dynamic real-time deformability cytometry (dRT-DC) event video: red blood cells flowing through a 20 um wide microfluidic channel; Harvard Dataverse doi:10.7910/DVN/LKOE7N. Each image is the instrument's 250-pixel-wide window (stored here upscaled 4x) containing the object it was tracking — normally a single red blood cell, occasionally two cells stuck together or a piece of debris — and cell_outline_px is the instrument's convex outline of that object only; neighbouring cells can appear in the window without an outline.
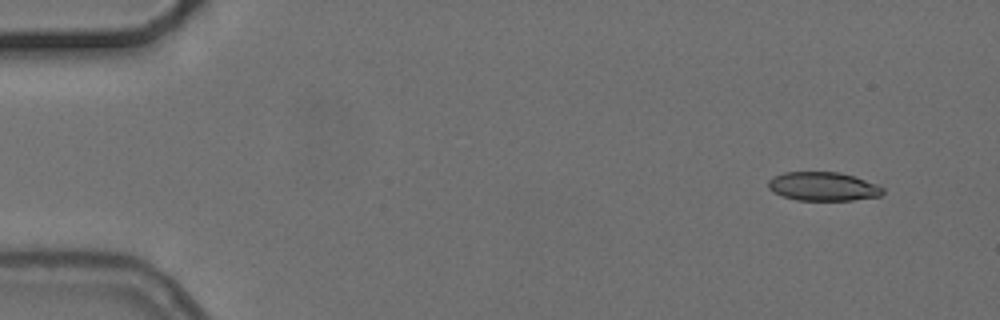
{"species": "common noctule bat (a hibernating species)", "species_latin": "Nyctalus noctula", "temperature_condition": "cold", "stored_images_in_passage": 6, "camera_frame_rate_fps": 3000, "um_per_image_px": 0.085, "animal": {"sex": "female", "body_mass_g": 24.6, "forearm_length_mm": 56.2}, "frame": {"image": 1, "passage_image": 1, "time_ms": 0.0, "image_size_px": [1000, 320], "cell_outline_px": [[884, 192], [880, 196], [852, 200], [796, 200], [772, 192], [768, 188], [768, 180], [772, 176], [784, 172], [840, 172], [856, 176], [876, 184], [884, 188]], "centroid_in_image_um": [69.95, 15.84], "position_along_channel_um": 15.0, "area_um2": 19.36}}
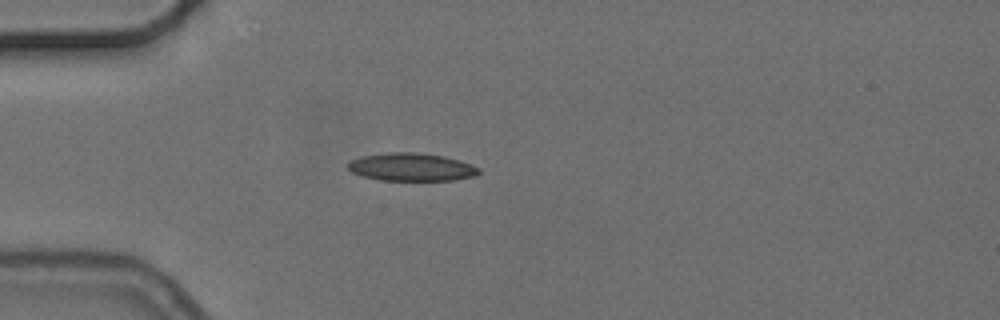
{"frame": {"image": 2, "passage_image": 4, "time_ms": 3.667, "image_size_px": [1000, 320], "cell_outline_px": [[480, 172], [476, 176], [456, 180], [380, 180], [364, 176], [352, 172], [348, 168], [348, 164], [352, 160], [360, 156], [388, 152], [412, 152], [444, 156], [460, 160], [480, 168]], "centroid_in_image_um": [35.0, 14.2], "position_along_channel_um": 50.0, "area_um2": 21.27}}